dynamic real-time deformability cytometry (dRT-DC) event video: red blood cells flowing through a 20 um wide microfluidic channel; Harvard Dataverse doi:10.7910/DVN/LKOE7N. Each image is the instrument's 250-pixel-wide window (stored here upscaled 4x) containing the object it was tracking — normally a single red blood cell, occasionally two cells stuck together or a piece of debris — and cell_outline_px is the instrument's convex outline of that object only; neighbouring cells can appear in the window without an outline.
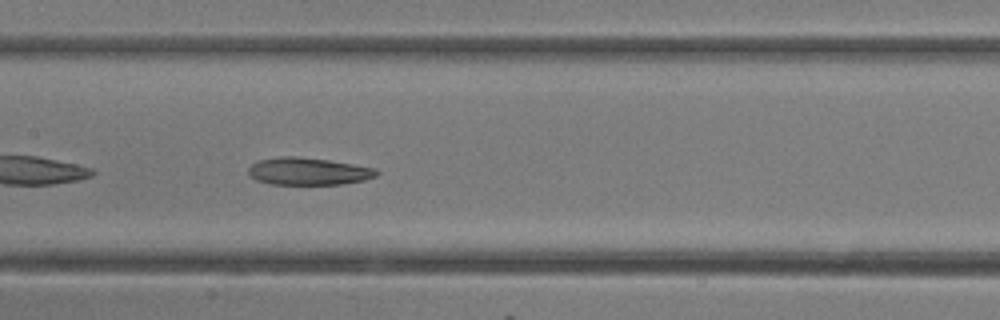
{"species": "common noctule bat (a hibernating species)", "species_latin": "Nyctalus noctula", "temperature_condition": "room temperature", "stored_images_in_passage": 14, "camera_frame_rate_fps": 3000, "um_per_image_px": 0.085, "animal": {"sex": "female"}, "frame": {"image": 1, "passage_image": 14, "time_ms": 4.333, "image_size_px": [1000, 320], "cell_outline_px": [[380, 172], [376, 176], [364, 180], [344, 184], [272, 184], [256, 180], [248, 176], [248, 168], [252, 164], [260, 160], [280, 156], [296, 156], [328, 160], [376, 168]], "centroid_in_image_um": [26.2, 14.56], "position_along_channel_um": 181.2, "area_um2": 20.46}}